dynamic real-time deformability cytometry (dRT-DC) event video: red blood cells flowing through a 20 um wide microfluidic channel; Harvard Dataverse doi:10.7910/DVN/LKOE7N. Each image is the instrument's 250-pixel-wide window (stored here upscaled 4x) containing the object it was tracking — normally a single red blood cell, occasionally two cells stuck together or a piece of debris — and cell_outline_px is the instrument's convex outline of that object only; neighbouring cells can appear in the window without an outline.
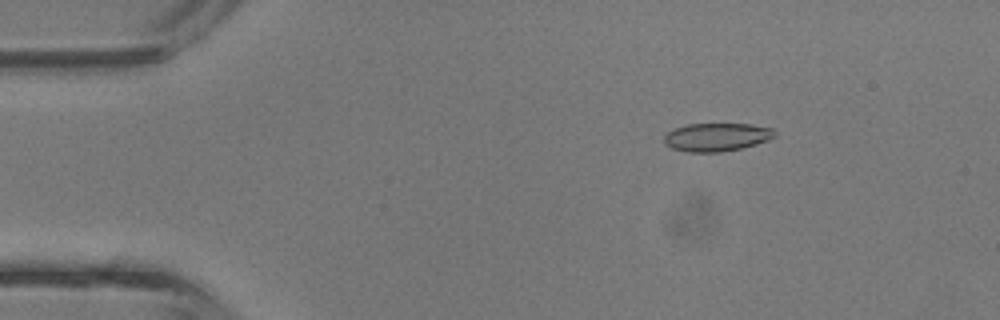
{"species": "common noctule bat (a hibernating species)", "species_latin": "Nyctalus noctula", "temperature_condition": "room temperature", "stored_images_in_passage": 14, "camera_frame_rate_fps": 3000, "um_per_image_px": 0.085, "animal": {"sex": "male", "body_mass_g": 13.3}, "frame": {"image": 1, "passage_image": 7, "time_ms": 2.0, "image_size_px": [1000, 320], "cell_outline_px": [[776, 136], [768, 140], [756, 144], [740, 148], [720, 152], [684, 152], [672, 148], [664, 144], [664, 136], [668, 132], [676, 128], [688, 124], [748, 124], [772, 128], [776, 132]], "centroid_in_image_um": [60.91, 11.66], "position_along_channel_um": 24.1, "area_um2": 18.15}}